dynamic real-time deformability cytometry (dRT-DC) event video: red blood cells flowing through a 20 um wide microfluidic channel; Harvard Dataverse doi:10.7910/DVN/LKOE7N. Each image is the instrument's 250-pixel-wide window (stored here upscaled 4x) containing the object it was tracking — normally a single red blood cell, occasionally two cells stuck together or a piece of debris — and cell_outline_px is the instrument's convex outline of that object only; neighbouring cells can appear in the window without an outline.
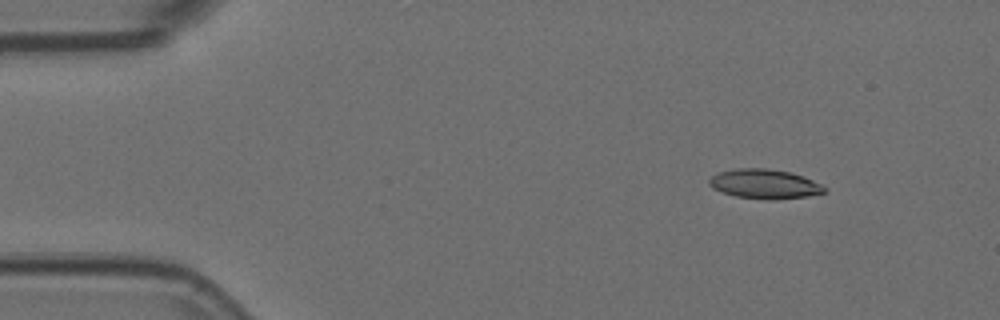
{"species": "Egyptian fruit bat (a non-hibernating species)", "species_latin": "Rousettus aegyptiacus", "temperature_condition": "room temperature", "stored_images_in_passage": 50, "camera_frame_rate_fps": 3000, "um_per_image_px": 0.085, "animal": {"sex": "female"}, "frame": {"image": 1, "passage_image": 2, "time_ms": 0.333, "image_size_px": [1000, 320], "cell_outline_px": [[828, 192], [808, 196], [772, 200], [736, 196], [712, 188], [708, 184], [708, 180], [716, 172], [736, 168], [768, 168], [788, 172], [804, 176], [828, 188]], "centroid_in_image_um": [65.0, 15.63], "position_along_channel_um": 20.0, "area_um2": 19.88}}
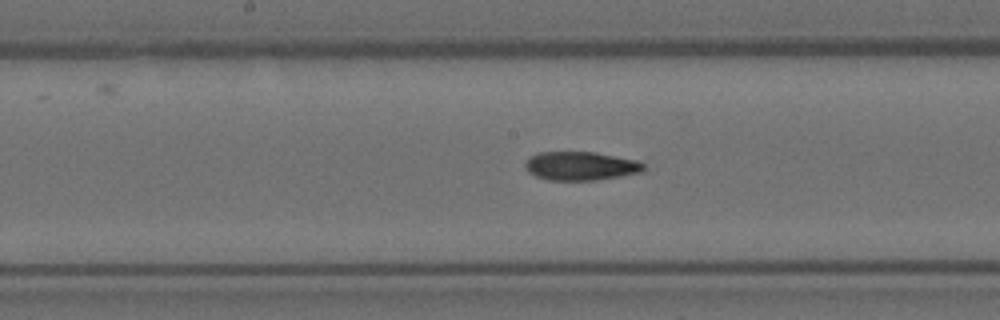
{"frame": {"image": 2, "passage_image": 23, "time_ms": 7.333, "image_size_px": [1000, 320], "cell_outline_px": [[644, 168], [640, 172], [620, 176], [596, 180], [548, 180], [536, 176], [528, 172], [524, 164], [528, 156], [540, 152], [596, 152], [636, 160], [644, 164]], "centroid_in_image_um": [49.31, 14.1], "position_along_channel_um": 198.9, "area_um2": 19.77}}
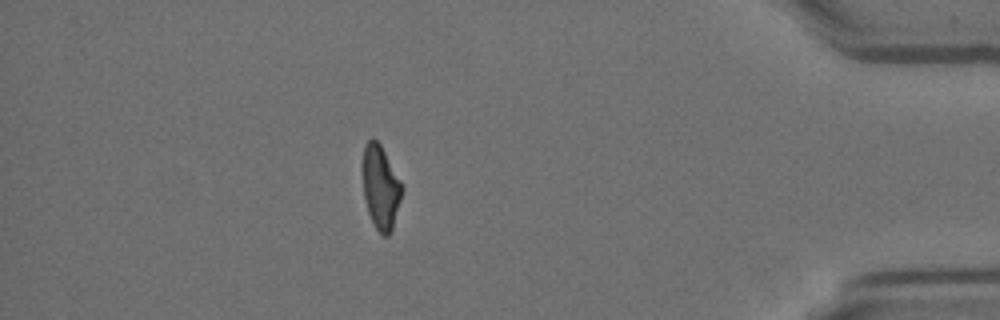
{"frame": {"image": 3, "passage_image": 43, "time_ms": 14.0, "image_size_px": [1000, 320], "cell_outline_px": [[404, 188], [392, 228], [388, 236], [384, 236], [376, 228], [368, 212], [364, 196], [364, 144], [372, 136], [380, 144], [400, 180]], "centroid_in_image_um": [32.37, 15.91], "position_along_channel_um": 402.8, "area_um2": 18.67}, "authors_computed_cell_mechanics": {"area_um2": 19.9699, "velocity_mm_per_s": 3.7532, "shape_relaxation_time_tau1_ms": null, "shape_relaxation_time_tau2_ms": 4.603, "deformation_change_tau1": null, "deformation_change_tau2": 0.1265}}